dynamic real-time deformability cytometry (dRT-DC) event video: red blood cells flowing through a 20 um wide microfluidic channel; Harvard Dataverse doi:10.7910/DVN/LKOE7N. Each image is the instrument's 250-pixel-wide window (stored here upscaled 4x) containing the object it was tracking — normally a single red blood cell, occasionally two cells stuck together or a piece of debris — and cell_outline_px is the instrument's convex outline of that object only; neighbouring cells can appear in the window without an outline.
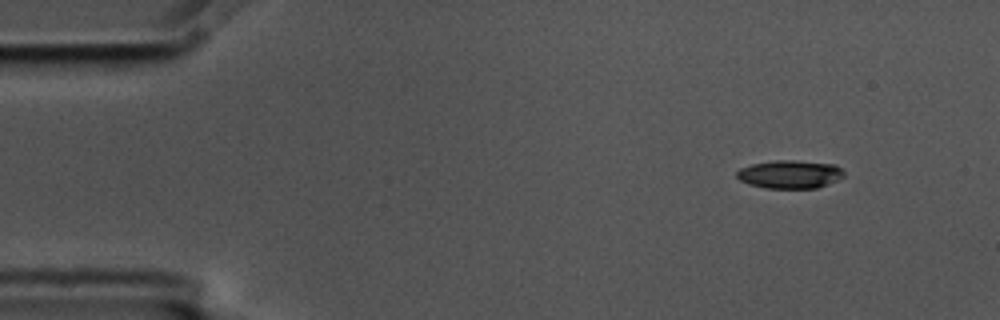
{"species": "common noctule bat (a hibernating species)", "species_latin": "Nyctalus noctula", "temperature_condition": "cold", "stored_images_in_passage": 4, "camera_frame_rate_fps": 3000, "um_per_image_px": 0.085, "animal": {"sex": "male", "body_mass_g": 17.5, "forearm_length_mm": 52.3}, "frame": {"image": 1, "passage_image": 1, "time_ms": 0.0, "image_size_px": [1000, 320], "cell_outline_px": [[844, 176], [836, 180], [816, 188], [764, 188], [748, 184], [740, 180], [736, 176], [736, 172], [740, 168], [752, 164], [776, 160], [792, 160], [836, 164], [844, 172]], "centroid_in_image_um": [67.12, 14.81], "position_along_channel_um": 17.9, "area_um2": 17.57}}
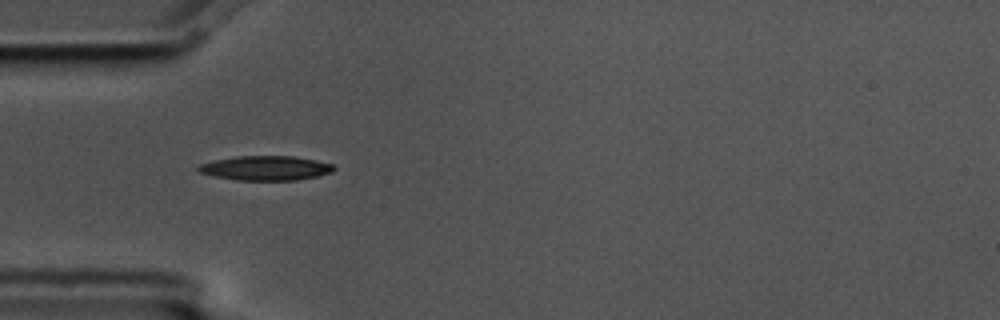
{"frame": {"image": 2, "passage_image": 4, "time_ms": 1.0, "image_size_px": [1000, 320], "cell_outline_px": [[336, 168], [332, 172], [320, 176], [296, 180], [236, 180], [216, 176], [200, 172], [196, 168], [200, 164], [216, 160], [236, 156], [292, 156], [316, 160], [332, 164]], "centroid_in_image_um": [22.63, 14.29], "position_along_channel_um": 62.4, "area_um2": 19.25}}